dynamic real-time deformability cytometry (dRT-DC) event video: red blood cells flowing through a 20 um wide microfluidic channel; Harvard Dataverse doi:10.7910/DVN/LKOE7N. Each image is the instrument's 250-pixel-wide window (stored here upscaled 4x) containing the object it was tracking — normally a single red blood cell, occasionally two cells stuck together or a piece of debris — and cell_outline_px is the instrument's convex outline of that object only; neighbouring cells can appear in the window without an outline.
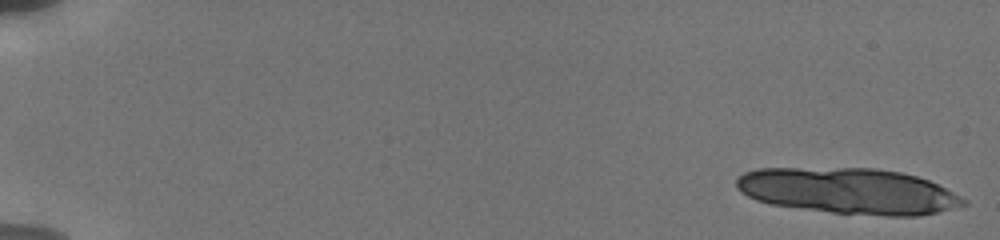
{"species": "human", "species_latin": "Homo sapiens", "temperature_condition": "cold", "stored_images_in_passage": 29, "camera_frame_rate_fps": 3000, "um_per_image_px": 0.085, "donor": {"sex": "male"}, "frame": {"image": 1, "passage_image": 1, "time_ms": 0.0, "image_size_px": [1000, 240], "cell_outline_px": [[968, 204], [936, 212], [916, 216], [888, 216], [832, 212], [772, 204], [756, 200], [740, 192], [736, 188], [736, 176], [744, 172], [756, 168], [876, 168], [900, 172], [916, 176], [928, 180], [968, 200]], "centroid_in_image_um": [72.09, 16.22], "position_along_channel_um": 12.9, "area_um2": 60.57}}
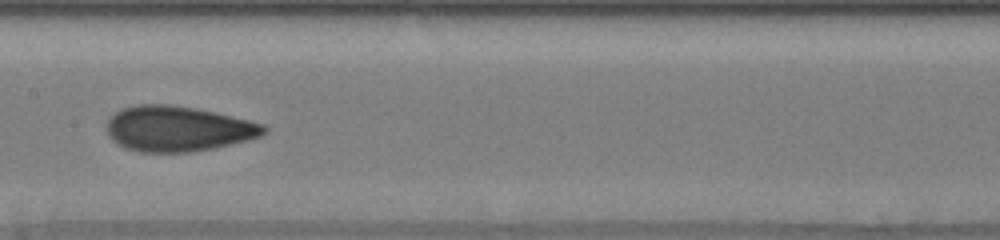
{"frame": {"image": 2, "passage_image": 19, "time_ms": 9.667, "image_size_px": [1000, 240], "cell_outline_px": [[268, 132], [260, 136], [248, 140], [212, 148], [188, 152], [140, 152], [124, 148], [116, 144], [112, 140], [108, 132], [108, 120], [116, 112], [124, 108], [136, 104], [168, 104], [196, 108], [216, 112], [264, 124], [268, 128]], "centroid_in_image_um": [15.14, 10.94], "position_along_channel_um": 192.3, "area_um2": 41.5}}
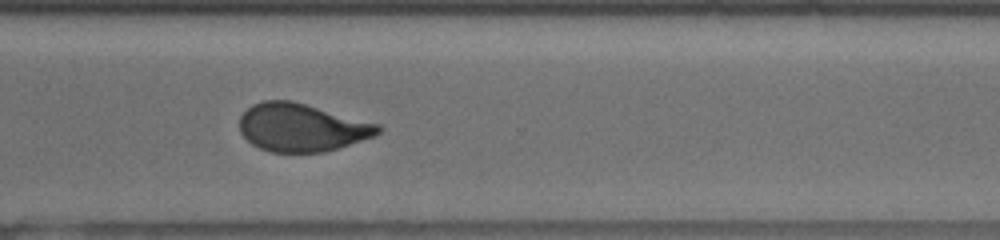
{"frame": {"image": 3, "passage_image": 27, "time_ms": 13.667, "image_size_px": [1000, 240], "cell_outline_px": [[384, 128], [380, 132], [372, 136], [324, 152], [272, 152], [260, 148], [252, 144], [240, 132], [240, 116], [252, 104], [264, 100], [292, 100], [380, 124]], "centroid_in_image_um": [25.63, 10.82], "position_along_channel_um": 345.0, "area_um2": 38.49}}